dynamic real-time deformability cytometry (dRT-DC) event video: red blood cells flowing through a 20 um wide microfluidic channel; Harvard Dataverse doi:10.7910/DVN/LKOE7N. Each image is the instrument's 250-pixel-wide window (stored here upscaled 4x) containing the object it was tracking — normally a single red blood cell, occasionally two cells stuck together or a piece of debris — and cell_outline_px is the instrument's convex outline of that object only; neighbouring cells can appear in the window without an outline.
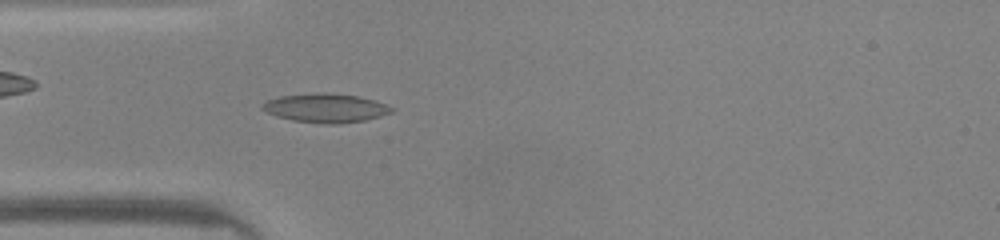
{"species": "common noctule bat (a hibernating species)", "species_latin": "Nyctalus noctula", "temperature_condition": "warm", "stored_images_in_passage": 46, "camera_frame_rate_fps": 3000, "um_per_image_px": 0.085, "animal": {"sex": "male", "body_mass_g": 20.0, "forearm_length_mm": 53.3}, "frame": {"image": 1, "passage_image": 12, "time_ms": 3.667, "image_size_px": [1000, 240], "cell_outline_px": [[396, 108], [392, 112], [380, 116], [364, 120], [336, 124], [332, 124], [292, 120], [276, 116], [260, 108], [260, 104], [268, 100], [280, 96], [324, 92], [356, 96], [372, 100]], "centroid_in_image_um": [27.66, 9.18], "position_along_channel_um": 57.3, "area_um2": 21.44}}
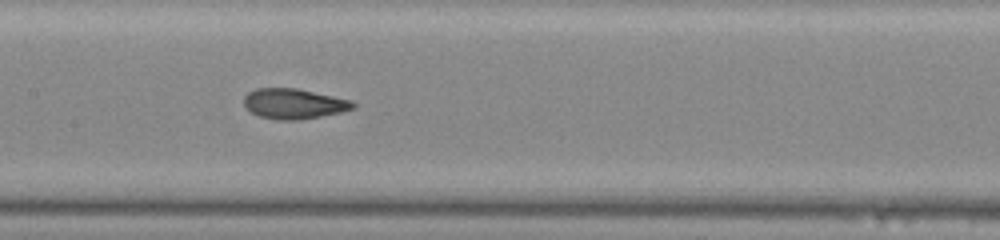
{"frame": {"image": 2, "passage_image": 21, "time_ms": 6.667, "image_size_px": [1000, 240], "cell_outline_px": [[356, 108], [340, 112], [320, 116], [296, 120], [280, 120], [260, 116], [252, 112], [244, 104], [244, 96], [248, 92], [256, 88], [296, 88], [352, 100], [356, 104]], "centroid_in_image_um": [24.99, 8.81], "position_along_channel_um": 182.4, "area_um2": 19.07}}
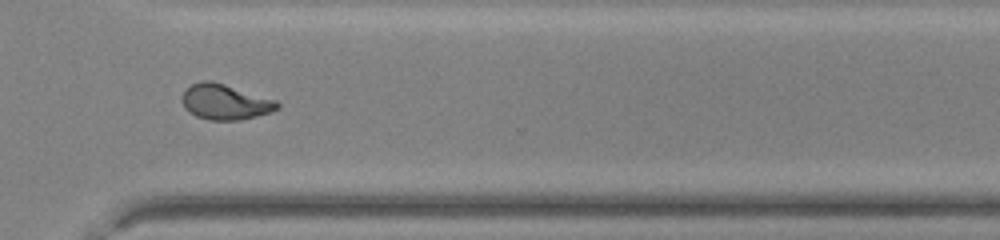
{"frame": {"image": 3, "passage_image": 33, "time_ms": 10.667, "image_size_px": [1000, 240], "cell_outline_px": [[280, 108], [272, 112], [240, 120], [208, 120], [196, 116], [188, 112], [184, 108], [184, 92], [192, 84], [200, 80], [212, 80], [276, 100], [280, 104]], "centroid_in_image_um": [19.16, 8.67], "position_along_channel_um": 351.4, "area_um2": 19.59}, "authors_computed_cell_mechanics": {"area_um2": 19.5942, "velocity_mm_per_s": 4.2246, "shape_relaxation_time_tau1_ms": null, "shape_relaxation_time_tau2_ms": 1.4444, "deformation_change_tau1": null, "deformation_change_tau2": 0.0783}}